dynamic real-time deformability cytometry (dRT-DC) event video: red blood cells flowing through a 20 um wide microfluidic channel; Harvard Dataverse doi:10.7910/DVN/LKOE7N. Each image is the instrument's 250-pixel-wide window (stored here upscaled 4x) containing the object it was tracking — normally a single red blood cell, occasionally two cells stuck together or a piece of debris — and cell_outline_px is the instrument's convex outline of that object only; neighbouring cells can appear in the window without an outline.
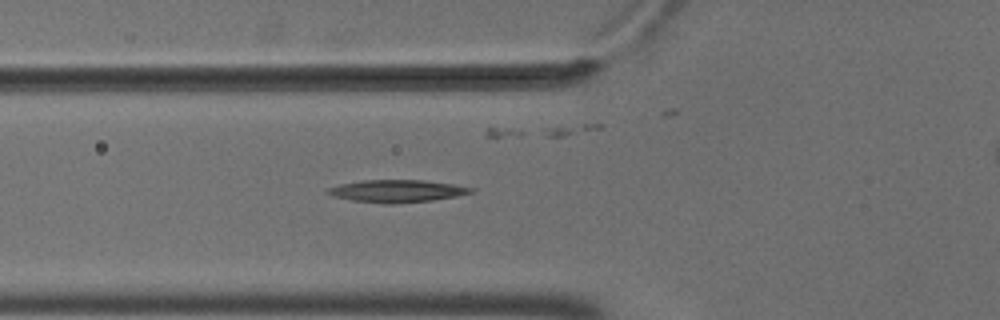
{"species": "common noctule bat (a hibernating species)", "species_latin": "Nyctalus noctula", "temperature_condition": "cold", "stored_images_in_passage": 8, "camera_frame_rate_fps": 3000, "um_per_image_px": 0.085, "animal": {"sex": "male", "body_mass_g": 18.8}, "frame": {"image": 1, "passage_image": 3, "time_ms": 0.667, "image_size_px": [1000, 320], "cell_outline_px": [[476, 188], [472, 192], [456, 196], [432, 200], [392, 204], [380, 204], [352, 200], [332, 196], [324, 192], [328, 188], [340, 184], [360, 180], [424, 180], [452, 184]], "centroid_in_image_um": [33.69, 16.24], "position_along_channel_um": 92.1, "area_um2": 18.79}}